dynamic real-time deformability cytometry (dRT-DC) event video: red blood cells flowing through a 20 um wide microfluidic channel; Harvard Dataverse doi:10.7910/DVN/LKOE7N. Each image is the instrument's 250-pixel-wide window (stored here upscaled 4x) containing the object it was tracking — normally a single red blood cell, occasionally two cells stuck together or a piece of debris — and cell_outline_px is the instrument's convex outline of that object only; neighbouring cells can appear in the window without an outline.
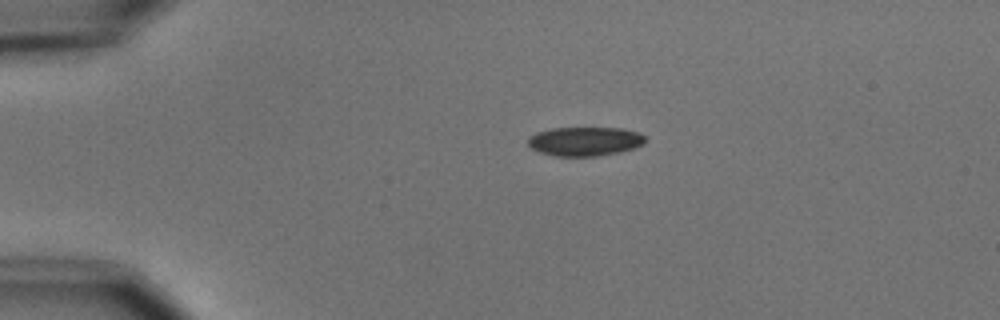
{"species": "common noctule bat (a hibernating species)", "species_latin": "Nyctalus noctula", "temperature_condition": "cold", "stored_images_in_passage": 7, "camera_frame_rate_fps": 3000, "um_per_image_px": 0.085, "animal": {"sex": "male", "body_mass_g": 15.6}, "frame": {"image": 1, "passage_image": 1, "time_ms": 0.0, "image_size_px": [1000, 320], "cell_outline_px": [[644, 144], [632, 148], [616, 152], [596, 156], [556, 156], [540, 152], [532, 148], [528, 144], [528, 136], [536, 132], [552, 128], [624, 128], [640, 132], [644, 136]], "centroid_in_image_um": [49.69, 12.0], "position_along_channel_um": 35.3, "area_um2": 19.77}}
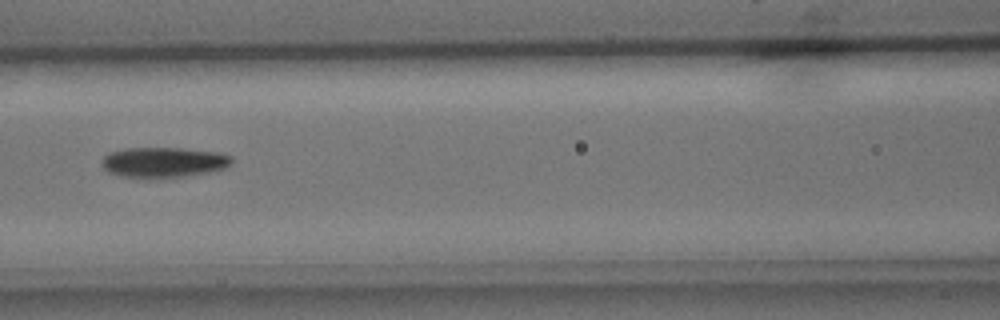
{"frame": {"image": 2, "passage_image": 4, "time_ms": 4.333, "image_size_px": [1000, 320], "cell_outline_px": [[232, 160], [224, 168], [208, 172], [180, 176], [148, 180], [124, 176], [108, 172], [104, 168], [104, 156], [108, 152], [128, 148], [180, 148], [220, 152], [232, 156]], "centroid_in_image_um": [13.89, 13.8], "position_along_channel_um": 152.7, "area_um2": 22.95}}
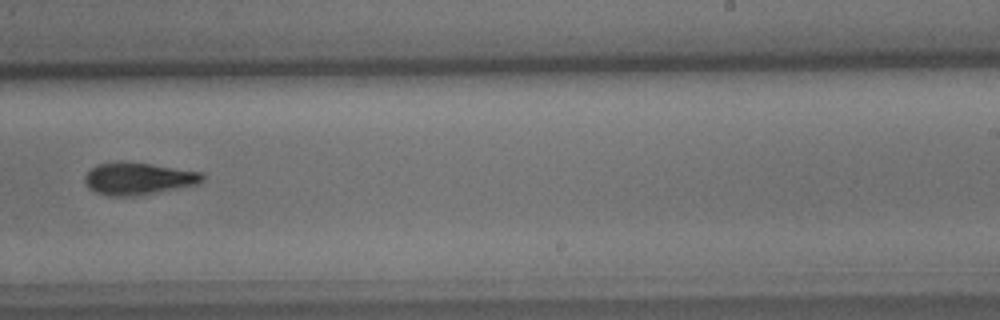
{"frame": {"image": 3, "passage_image": 7, "time_ms": 7.667, "image_size_px": [1000, 320], "cell_outline_px": [[204, 180], [200, 184], [128, 196], [112, 196], [96, 192], [88, 188], [84, 180], [84, 176], [92, 168], [100, 164], [152, 164], [204, 172]], "centroid_in_image_um": [11.81, 15.2], "position_along_channel_um": 277.2, "area_um2": 21.21}}